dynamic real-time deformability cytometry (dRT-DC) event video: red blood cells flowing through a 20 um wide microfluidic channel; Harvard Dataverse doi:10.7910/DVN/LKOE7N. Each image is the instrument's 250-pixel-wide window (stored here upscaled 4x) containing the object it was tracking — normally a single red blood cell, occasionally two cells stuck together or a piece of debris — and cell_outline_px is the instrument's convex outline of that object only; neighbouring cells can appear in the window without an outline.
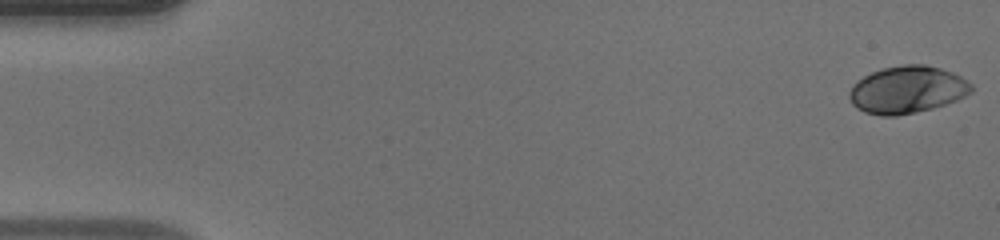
{"species": "human", "species_latin": "Homo sapiens", "temperature_condition": "warm", "stored_images_in_passage": 50, "camera_frame_rate_fps": 3000, "um_per_image_px": 0.085, "donor": {"sex": "male"}, "frame": {"image": 1, "passage_image": 1, "time_ms": 0.0, "image_size_px": [1000, 240], "cell_outline_px": [[972, 92], [956, 100], [932, 108], [916, 112], [896, 116], [880, 116], [864, 112], [856, 108], [852, 104], [848, 96], [848, 92], [852, 84], [856, 80], [880, 68], [904, 64], [924, 64], [940, 68], [952, 72], [960, 76], [972, 84]], "centroid_in_image_um": [77.07, 7.62], "position_along_channel_um": 7.9, "area_um2": 33.87}}
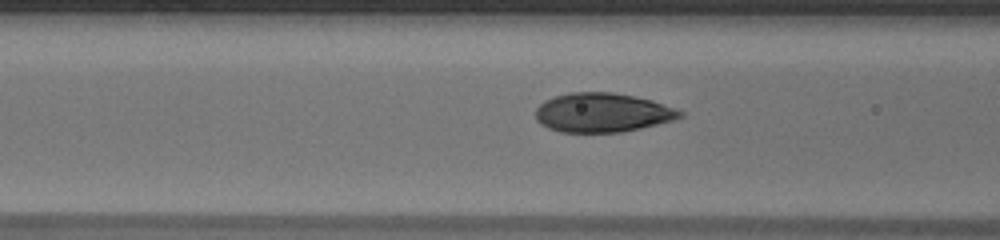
{"frame": {"image": 2, "passage_image": 20, "time_ms": 6.333, "image_size_px": [1000, 240], "cell_outline_px": [[684, 116], [676, 120], [640, 128], [620, 132], [560, 132], [548, 128], [540, 124], [536, 120], [536, 108], [544, 100], [568, 92], [612, 92], [636, 96], [652, 100], [684, 112]], "centroid_in_image_um": [51.2, 9.57], "position_along_channel_um": 115.4, "area_um2": 33.12}}
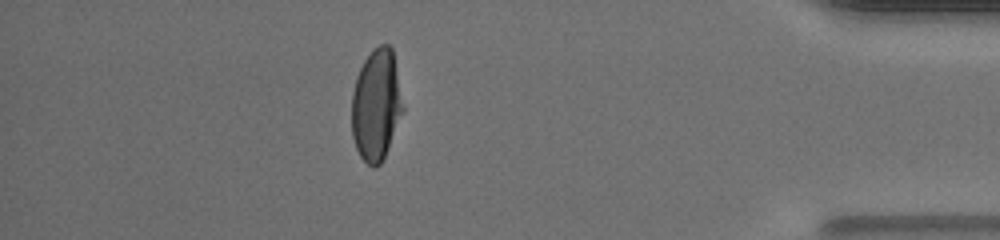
{"frame": {"image": 3, "passage_image": 44, "time_ms": 14.333, "image_size_px": [1000, 240], "cell_outline_px": [[404, 108], [388, 148], [380, 164], [372, 168], [360, 156], [356, 148], [352, 136], [352, 92], [356, 76], [364, 60], [372, 48], [380, 44], [388, 44], [392, 48]], "centroid_in_image_um": [31.97, 8.9], "position_along_channel_um": 403.2, "area_um2": 33.18}, "authors_computed_cell_mechanics": {"area_um2": 33.4662, "velocity_mm_per_s": 4.1345, "shape_relaxation_time_tau1_ms": 5.041, "shape_relaxation_time_tau2_ms": null, "deformation_change_tau1": 0.2492, "deformation_change_tau2": null}}